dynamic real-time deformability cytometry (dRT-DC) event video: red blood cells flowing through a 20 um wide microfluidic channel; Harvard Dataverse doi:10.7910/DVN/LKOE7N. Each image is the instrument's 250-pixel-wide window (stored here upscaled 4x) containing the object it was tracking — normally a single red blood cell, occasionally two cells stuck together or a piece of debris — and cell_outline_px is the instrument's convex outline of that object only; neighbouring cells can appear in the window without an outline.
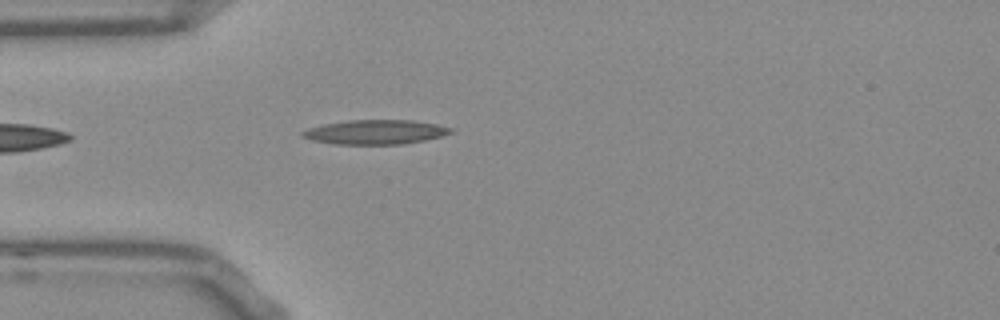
{"species": "Egyptian fruit bat (a non-hibernating species)", "species_latin": "Rousettus aegyptiacus", "temperature_condition": "room temperature", "stored_images_in_passage": 39, "camera_frame_rate_fps": 3000, "um_per_image_px": 0.085, "frame": {"image": 1, "passage_image": 1, "time_ms": 0.0, "image_size_px": [1000, 320], "cell_outline_px": [[456, 128], [452, 132], [440, 136], [424, 140], [400, 144], [332, 144], [312, 140], [300, 136], [300, 132], [308, 128], [324, 124], [348, 120], [412, 120], [436, 124]], "centroid_in_image_um": [31.88, 11.22], "position_along_channel_um": 53.1, "area_um2": 21.1}}
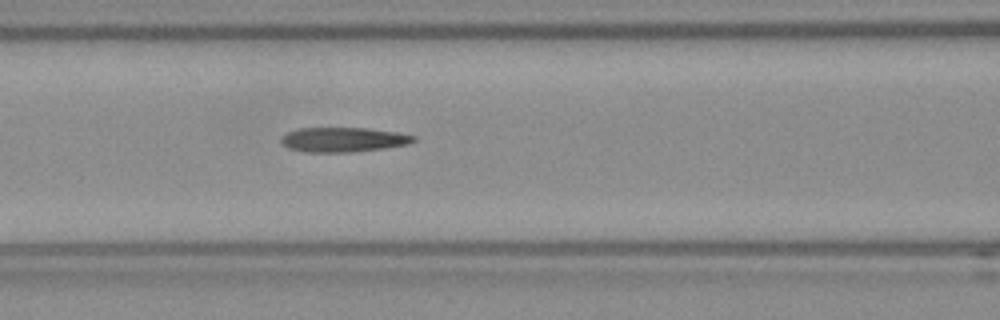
{"frame": {"image": 2, "passage_image": 8, "time_ms": 2.333, "image_size_px": [1000, 320], "cell_outline_px": [[416, 140], [408, 144], [352, 152], [304, 152], [288, 148], [280, 140], [280, 136], [288, 132], [300, 128], [368, 128], [396, 132], [416, 136]], "centroid_in_image_um": [29.15, 11.86], "position_along_channel_um": 137.5, "area_um2": 18.9}}
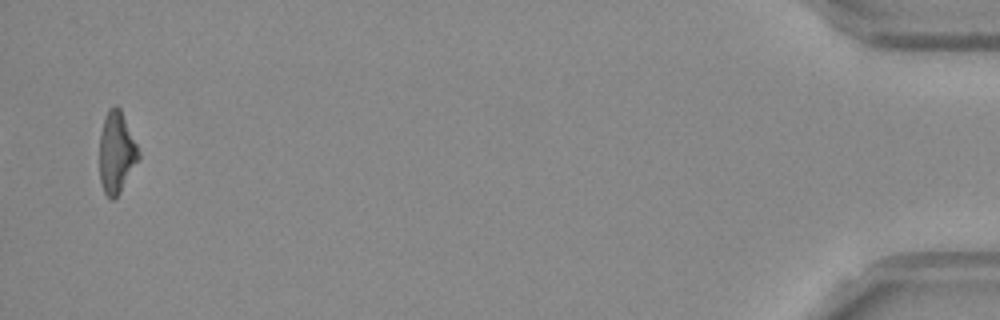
{"frame": {"image": 3, "passage_image": 38, "time_ms": 12.333, "image_size_px": [1000, 320], "cell_outline_px": [[140, 156], [120, 192], [112, 200], [104, 192], [100, 180], [100, 136], [104, 116], [108, 108], [116, 104], [120, 108], [140, 152]], "centroid_in_image_um": [9.89, 12.92], "position_along_channel_um": 425.3, "area_um2": 18.32}, "authors_computed_cell_mechanics": {"area_um2": 19.0162, "velocity_mm_per_s": 3.8164, "shape_relaxation_time_tau1_ms": 10.3194, "shape_relaxation_time_tau2_ms": 3.6316, "deformation_change_tau1": 0.3284, "deformation_change_tau2": 0.1677}}